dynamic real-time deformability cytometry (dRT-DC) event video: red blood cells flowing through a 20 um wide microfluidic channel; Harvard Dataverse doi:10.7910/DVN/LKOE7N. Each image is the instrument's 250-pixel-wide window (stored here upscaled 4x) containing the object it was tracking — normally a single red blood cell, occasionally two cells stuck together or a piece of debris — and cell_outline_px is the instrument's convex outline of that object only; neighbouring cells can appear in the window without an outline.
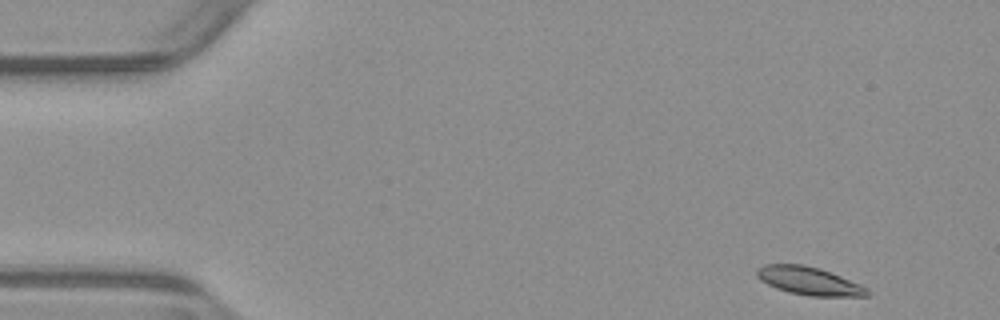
{"species": "common noctule bat (a hibernating species)", "species_latin": "Nyctalus noctula", "temperature_condition": "warm", "stored_images_in_passage": 50, "camera_frame_rate_fps": 3000, "um_per_image_px": 0.085, "animal": {"sex": "male", "body_mass_g": 23.1, "forearm_length_mm": 52.7}, "frame": {"image": 1, "passage_image": 1, "time_ms": 0.0, "image_size_px": [1000, 320], "cell_outline_px": [[872, 292], [868, 296], [808, 296], [788, 292], [776, 288], [760, 280], [756, 276], [756, 268], [764, 264], [804, 264], [820, 268], [860, 284], [868, 288]], "centroid_in_image_um": [68.76, 23.88], "position_along_channel_um": 16.2, "area_um2": 18.21}}
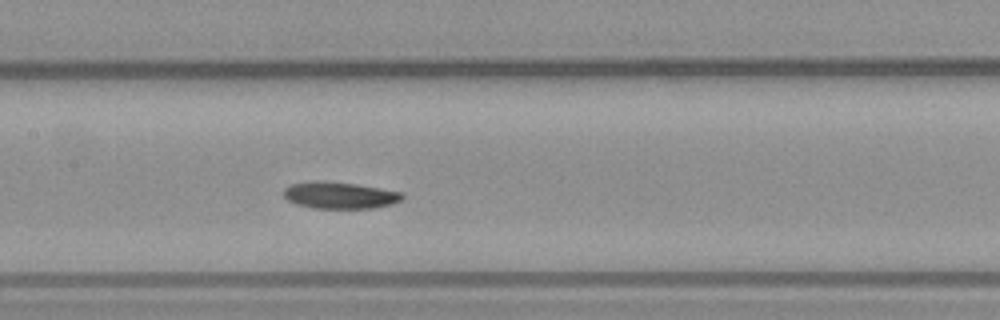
{"frame": {"image": 2, "passage_image": 22, "time_ms": 7.0, "image_size_px": [1000, 320], "cell_outline_px": [[404, 196], [400, 200], [392, 204], [372, 208], [312, 208], [296, 204], [288, 200], [284, 196], [284, 188], [292, 184], [312, 180], [324, 180], [356, 184], [404, 192]], "centroid_in_image_um": [28.87, 16.59], "position_along_channel_um": 178.5, "area_um2": 18.61}}
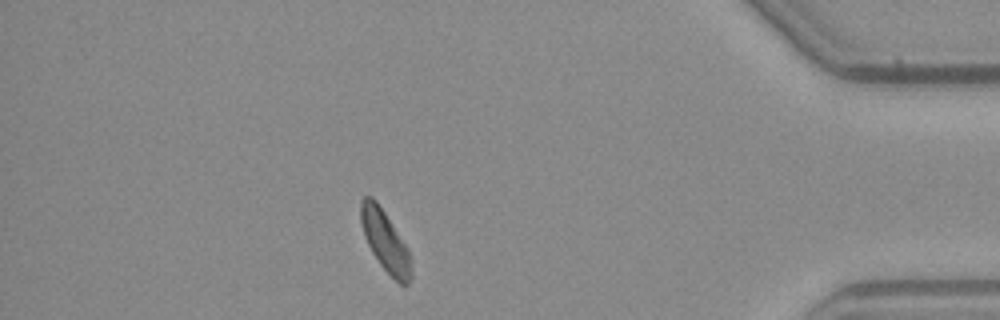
{"frame": {"image": 3, "passage_image": 43, "time_ms": 14.0, "image_size_px": [1000, 320], "cell_outline_px": [[412, 276], [408, 284], [400, 284], [380, 264], [372, 252], [364, 236], [360, 220], [360, 200], [364, 196], [372, 196], [376, 200], [408, 248], [412, 260]], "centroid_in_image_um": [32.74, 20.48], "position_along_channel_um": 402.5, "area_um2": 17.8}, "authors_computed_cell_mechanics": {"area_um2": 18.3226, "velocity_mm_per_s": 3.8649, "shape_relaxation_time_tau1_ms": 4.9347, "shape_relaxation_time_tau2_ms": null, "deformation_change_tau1": 0.1153, "deformation_change_tau2": null}}